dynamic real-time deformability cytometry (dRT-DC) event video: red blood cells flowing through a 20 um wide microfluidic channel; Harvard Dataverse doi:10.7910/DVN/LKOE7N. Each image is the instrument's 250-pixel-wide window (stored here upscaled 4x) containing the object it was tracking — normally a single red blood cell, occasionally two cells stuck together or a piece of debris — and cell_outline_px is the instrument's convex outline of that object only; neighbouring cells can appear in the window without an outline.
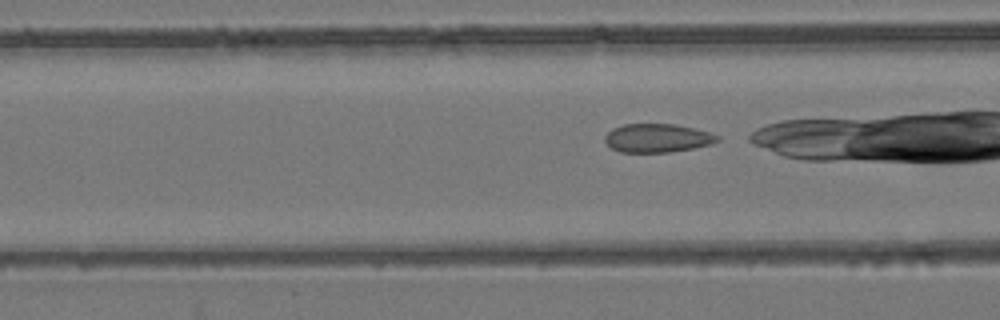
{"species": "common noctule bat (a hibernating species)", "species_latin": "Nyctalus noctula", "temperature_condition": "room temperature", "stored_images_in_passage": 9, "camera_frame_rate_fps": 3000, "um_per_image_px": 0.085, "animal": {"sex": "female", "body_mass_g": 24.6, "forearm_length_mm": 56.2}, "frame": {"image": 1, "passage_image": 8, "time_ms": 8.667, "image_size_px": [1000, 320], "cell_outline_px": [[720, 140], [712, 144], [692, 148], [668, 152], [620, 152], [612, 148], [604, 140], [604, 136], [612, 128], [624, 124], [676, 124], [708, 132], [720, 136]], "centroid_in_image_um": [55.87, 11.73], "position_along_channel_um": 110.7, "area_um2": 18.67}}